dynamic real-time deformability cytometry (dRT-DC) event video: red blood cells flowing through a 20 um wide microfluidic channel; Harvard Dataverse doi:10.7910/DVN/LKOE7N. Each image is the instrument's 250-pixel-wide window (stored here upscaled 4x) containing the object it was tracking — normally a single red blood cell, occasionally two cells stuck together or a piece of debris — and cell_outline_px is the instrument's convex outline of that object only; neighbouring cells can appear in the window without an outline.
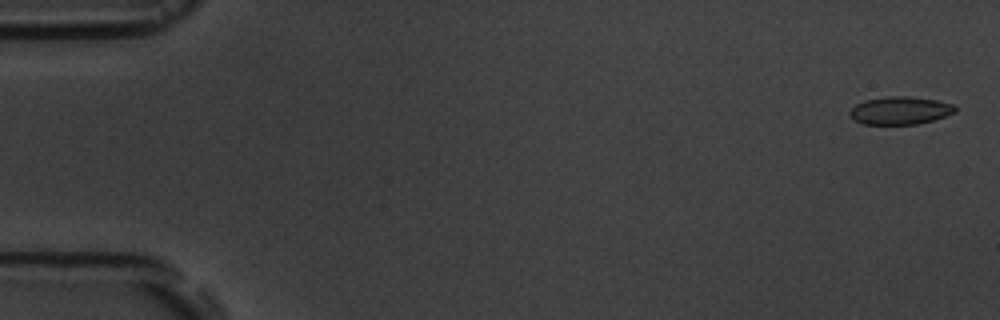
{"species": "common noctule bat (a hibernating species)", "species_latin": "Nyctalus noctula", "temperature_condition": "room temperature", "stored_images_in_passage": 6, "camera_frame_rate_fps": 3000, "um_per_image_px": 0.085, "animal": {"sex": "male", "body_mass_g": 19.5, "forearm_length_mm": 54.6}, "frame": {"image": 1, "passage_image": 1, "time_ms": 0.0, "image_size_px": [1000, 320], "cell_outline_px": [[956, 112], [932, 120], [916, 124], [864, 124], [852, 120], [848, 112], [856, 104], [864, 100], [888, 96], [908, 96], [936, 100], [952, 104], [956, 108]], "centroid_in_image_um": [76.46, 9.39], "position_along_channel_um": 8.5, "area_um2": 17.05}}
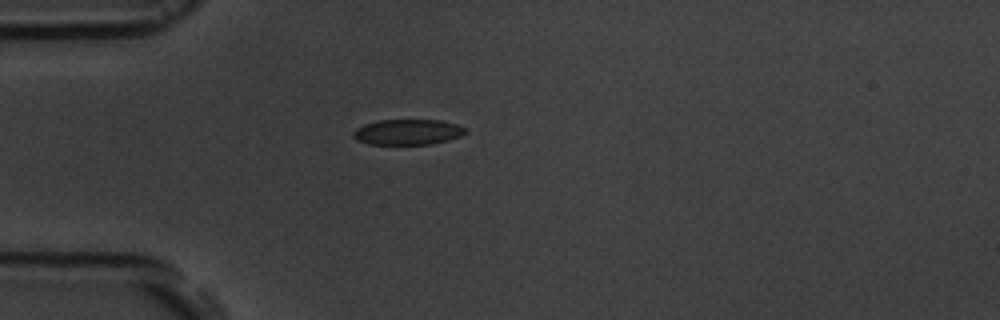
{"frame": {"image": 2, "passage_image": 5, "time_ms": 4.667, "image_size_px": [1000, 320], "cell_outline_px": [[468, 132], [460, 136], [448, 140], [432, 144], [368, 144], [356, 140], [352, 136], [352, 132], [356, 128], [364, 124], [380, 120], [440, 120], [456, 124], [464, 128]], "centroid_in_image_um": [34.63, 11.22], "position_along_channel_um": 50.4, "area_um2": 16.7}}